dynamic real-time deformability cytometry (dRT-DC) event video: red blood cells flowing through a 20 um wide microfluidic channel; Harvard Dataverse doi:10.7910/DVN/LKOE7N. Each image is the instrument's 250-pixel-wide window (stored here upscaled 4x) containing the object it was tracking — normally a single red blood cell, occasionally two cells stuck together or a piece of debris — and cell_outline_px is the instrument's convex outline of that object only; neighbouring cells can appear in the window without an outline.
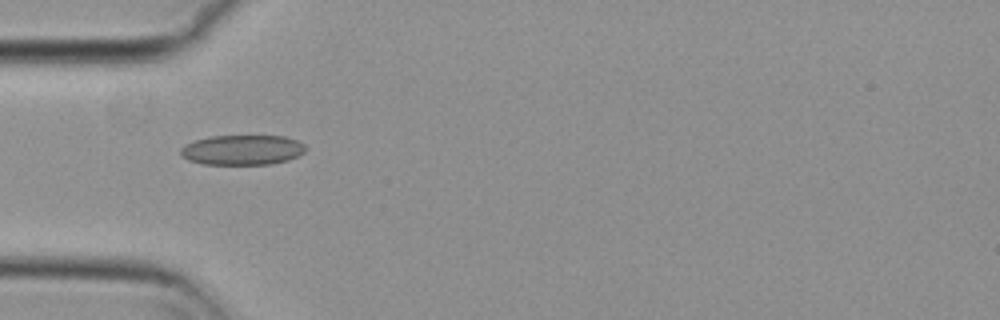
{"species": "common noctule bat (a hibernating species)", "species_latin": "Nyctalus noctula", "temperature_condition": "cold", "stored_images_in_passage": 39, "camera_frame_rate_fps": 3000, "um_per_image_px": 0.085, "animal": {"sex": "female", "body_mass_g": 29.2, "forearm_length_mm": 56.3}, "frame": {"image": 1, "passage_image": 1, "time_ms": 0.0, "image_size_px": [1000, 320], "cell_outline_px": [[304, 152], [288, 160], [272, 164], [204, 164], [188, 160], [180, 156], [180, 148], [184, 144], [196, 140], [212, 136], [284, 136], [296, 140], [304, 144]], "centroid_in_image_um": [20.56, 12.74], "position_along_channel_um": 64.4, "area_um2": 21.79}}
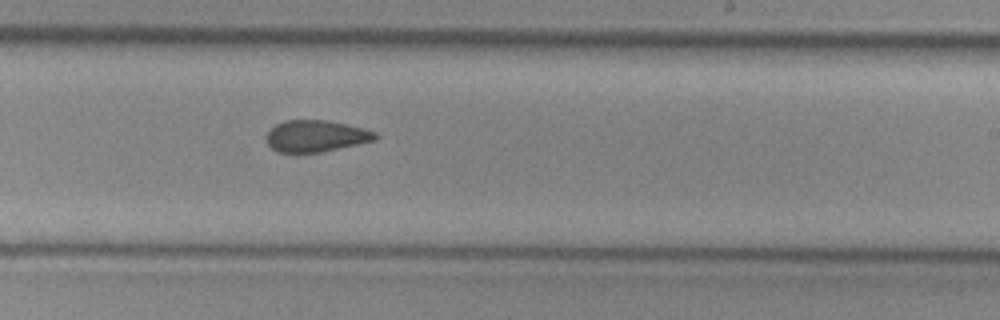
{"frame": {"image": 2, "passage_image": 17, "time_ms": 5.333, "image_size_px": [1000, 320], "cell_outline_px": [[380, 136], [376, 140], [320, 152], [296, 156], [276, 152], [268, 144], [264, 136], [276, 124], [284, 120], [328, 120], [364, 128], [376, 132]], "centroid_in_image_um": [26.81, 11.6], "position_along_channel_um": 262.2, "area_um2": 20.75}}
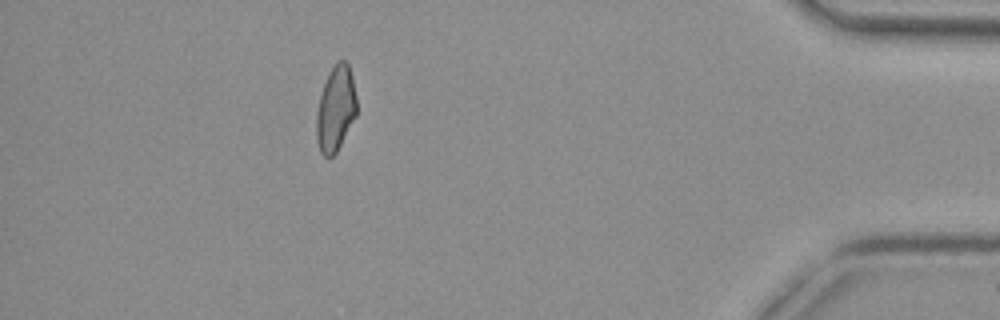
{"frame": {"image": 3, "passage_image": 33, "time_ms": 10.667, "image_size_px": [1000, 320], "cell_outline_px": [[356, 116], [336, 152], [332, 156], [324, 156], [320, 152], [316, 140], [316, 112], [320, 96], [328, 72], [336, 60], [344, 60], [348, 64], [352, 76], [356, 96]], "centroid_in_image_um": [28.52, 9.22], "position_along_channel_um": 406.7, "area_um2": 20.06}, "authors_computed_cell_mechanics": {"area_um2": 20.6924, "velocity_mm_per_s": 3.7225, "shape_relaxation_time_tau1_ms": null, "shape_relaxation_time_tau2_ms": 2.3166, "deformation_change_tau1": null, "deformation_change_tau2": 0.0834}}